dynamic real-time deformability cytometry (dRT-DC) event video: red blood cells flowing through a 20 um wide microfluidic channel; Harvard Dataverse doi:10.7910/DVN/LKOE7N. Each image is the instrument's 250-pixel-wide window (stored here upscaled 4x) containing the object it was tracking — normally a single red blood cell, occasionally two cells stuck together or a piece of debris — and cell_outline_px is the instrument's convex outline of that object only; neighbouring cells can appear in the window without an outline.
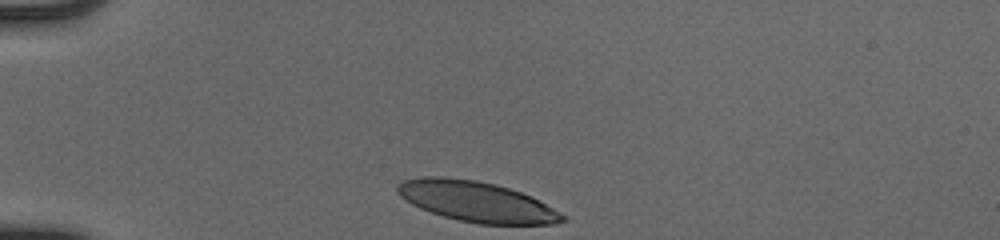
{"species": "human", "species_latin": "Homo sapiens", "temperature_condition": "cold", "stored_images_in_passage": 31, "camera_frame_rate_fps": 3000, "um_per_image_px": 0.085, "donor": {"sex": "male"}, "frame": {"image": 1, "passage_image": 1, "time_ms": 0.0, "image_size_px": [1000, 240], "cell_outline_px": [[568, 220], [552, 224], [480, 224], [456, 220], [420, 208], [412, 204], [400, 196], [396, 192], [396, 184], [404, 180], [424, 176], [440, 176], [476, 180], [496, 184], [520, 192], [568, 216]], "centroid_in_image_um": [40.47, 17.13], "position_along_channel_um": 44.5, "area_um2": 38.67}}
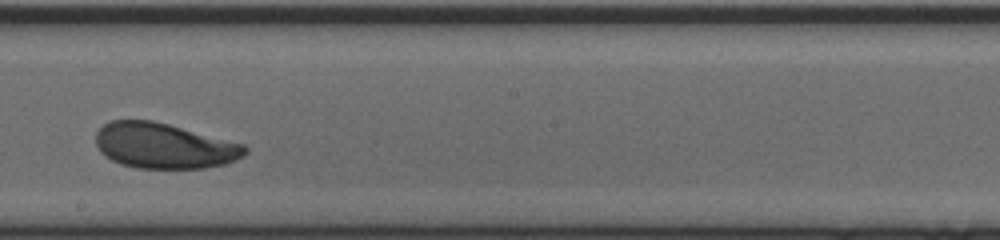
{"frame": {"image": 2, "passage_image": 18, "time_ms": 5.667, "image_size_px": [1000, 240], "cell_outline_px": [[248, 152], [244, 156], [236, 160], [224, 164], [204, 168], [136, 168], [120, 164], [112, 160], [100, 152], [96, 144], [96, 132], [108, 120], [152, 120], [168, 124], [244, 144], [248, 148]], "centroid_in_image_um": [13.94, 12.39], "position_along_channel_um": 234.3, "area_um2": 39.54}}
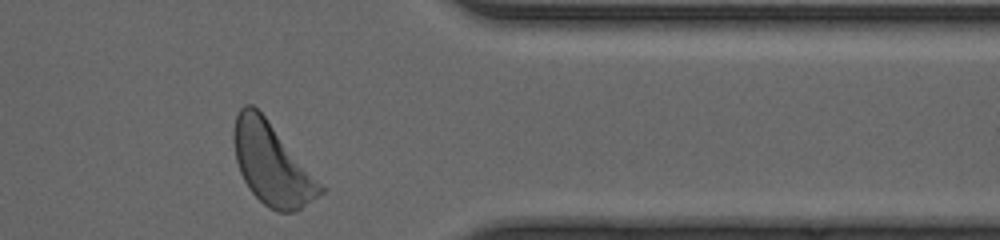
{"frame": {"image": 3, "passage_image": 30, "time_ms": 9.667, "image_size_px": [1000, 240], "cell_outline_px": [[324, 192], [296, 212], [276, 212], [268, 208], [248, 188], [240, 172], [236, 160], [232, 140], [232, 132], [236, 116], [240, 108], [244, 104], [252, 104], [264, 116], [324, 188]], "centroid_in_image_um": [23.05, 13.96], "position_along_channel_um": 388.3, "area_um2": 40.46}, "authors_computed_cell_mechanics": {"area_um2": 39.9398, "velocity_mm_per_s": 4.0839, "shape_relaxation_time_tau1_ms": 2.0682, "shape_relaxation_time_tau2_ms": 2.5369, "deformation_change_tau1": 0.1366, "deformation_change_tau2": 0.0808}}